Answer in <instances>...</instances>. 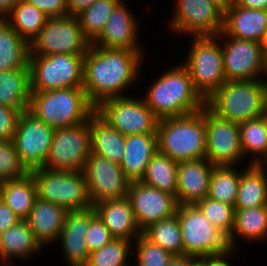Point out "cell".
Wrapping results in <instances>:
<instances>
[{"instance_id": "31", "label": "cell", "mask_w": 267, "mask_h": 266, "mask_svg": "<svg viewBox=\"0 0 267 266\" xmlns=\"http://www.w3.org/2000/svg\"><path fill=\"white\" fill-rule=\"evenodd\" d=\"M0 198L21 220H26L37 198L32 174L29 172L22 178L0 183Z\"/></svg>"}, {"instance_id": "39", "label": "cell", "mask_w": 267, "mask_h": 266, "mask_svg": "<svg viewBox=\"0 0 267 266\" xmlns=\"http://www.w3.org/2000/svg\"><path fill=\"white\" fill-rule=\"evenodd\" d=\"M131 243L126 239L114 238L102 248L90 252L86 266H130L127 258L133 250Z\"/></svg>"}, {"instance_id": "57", "label": "cell", "mask_w": 267, "mask_h": 266, "mask_svg": "<svg viewBox=\"0 0 267 266\" xmlns=\"http://www.w3.org/2000/svg\"><path fill=\"white\" fill-rule=\"evenodd\" d=\"M263 46H264L265 51H267V34H266V38L263 42Z\"/></svg>"}, {"instance_id": "2", "label": "cell", "mask_w": 267, "mask_h": 266, "mask_svg": "<svg viewBox=\"0 0 267 266\" xmlns=\"http://www.w3.org/2000/svg\"><path fill=\"white\" fill-rule=\"evenodd\" d=\"M163 74L142 97L159 120L192 114L204 108L205 101L194 89L188 70L181 63Z\"/></svg>"}, {"instance_id": "45", "label": "cell", "mask_w": 267, "mask_h": 266, "mask_svg": "<svg viewBox=\"0 0 267 266\" xmlns=\"http://www.w3.org/2000/svg\"><path fill=\"white\" fill-rule=\"evenodd\" d=\"M30 5L39 8L48 18L68 15L67 0H26Z\"/></svg>"}, {"instance_id": "53", "label": "cell", "mask_w": 267, "mask_h": 266, "mask_svg": "<svg viewBox=\"0 0 267 266\" xmlns=\"http://www.w3.org/2000/svg\"><path fill=\"white\" fill-rule=\"evenodd\" d=\"M262 75H264V78H261V83L264 85V87L266 88V92H267V51H265L264 53V61H263V71H262Z\"/></svg>"}, {"instance_id": "33", "label": "cell", "mask_w": 267, "mask_h": 266, "mask_svg": "<svg viewBox=\"0 0 267 266\" xmlns=\"http://www.w3.org/2000/svg\"><path fill=\"white\" fill-rule=\"evenodd\" d=\"M178 164L179 162L157 151L147 165L139 182L176 197Z\"/></svg>"}, {"instance_id": "7", "label": "cell", "mask_w": 267, "mask_h": 266, "mask_svg": "<svg viewBox=\"0 0 267 266\" xmlns=\"http://www.w3.org/2000/svg\"><path fill=\"white\" fill-rule=\"evenodd\" d=\"M192 37L187 60L181 64L188 70L196 92L206 101L226 82L222 47L218 35Z\"/></svg>"}, {"instance_id": "26", "label": "cell", "mask_w": 267, "mask_h": 266, "mask_svg": "<svg viewBox=\"0 0 267 266\" xmlns=\"http://www.w3.org/2000/svg\"><path fill=\"white\" fill-rule=\"evenodd\" d=\"M90 152L120 165L125 152V135L96 111L89 117Z\"/></svg>"}, {"instance_id": "3", "label": "cell", "mask_w": 267, "mask_h": 266, "mask_svg": "<svg viewBox=\"0 0 267 266\" xmlns=\"http://www.w3.org/2000/svg\"><path fill=\"white\" fill-rule=\"evenodd\" d=\"M158 151L182 162L206 156V105L198 112L160 119L157 124Z\"/></svg>"}, {"instance_id": "30", "label": "cell", "mask_w": 267, "mask_h": 266, "mask_svg": "<svg viewBox=\"0 0 267 266\" xmlns=\"http://www.w3.org/2000/svg\"><path fill=\"white\" fill-rule=\"evenodd\" d=\"M30 69L0 71V104L29 110L31 97Z\"/></svg>"}, {"instance_id": "40", "label": "cell", "mask_w": 267, "mask_h": 266, "mask_svg": "<svg viewBox=\"0 0 267 266\" xmlns=\"http://www.w3.org/2000/svg\"><path fill=\"white\" fill-rule=\"evenodd\" d=\"M204 217L228 236L234 227L235 208L229 204L205 197L195 204Z\"/></svg>"}, {"instance_id": "20", "label": "cell", "mask_w": 267, "mask_h": 266, "mask_svg": "<svg viewBox=\"0 0 267 266\" xmlns=\"http://www.w3.org/2000/svg\"><path fill=\"white\" fill-rule=\"evenodd\" d=\"M214 167L206 158L179 162L176 196L178 205H195L207 197Z\"/></svg>"}, {"instance_id": "44", "label": "cell", "mask_w": 267, "mask_h": 266, "mask_svg": "<svg viewBox=\"0 0 267 266\" xmlns=\"http://www.w3.org/2000/svg\"><path fill=\"white\" fill-rule=\"evenodd\" d=\"M23 111L26 110H18L0 104V140L13 141L18 120Z\"/></svg>"}, {"instance_id": "34", "label": "cell", "mask_w": 267, "mask_h": 266, "mask_svg": "<svg viewBox=\"0 0 267 266\" xmlns=\"http://www.w3.org/2000/svg\"><path fill=\"white\" fill-rule=\"evenodd\" d=\"M4 19L29 43L43 28L48 17L26 0H19Z\"/></svg>"}, {"instance_id": "10", "label": "cell", "mask_w": 267, "mask_h": 266, "mask_svg": "<svg viewBox=\"0 0 267 266\" xmlns=\"http://www.w3.org/2000/svg\"><path fill=\"white\" fill-rule=\"evenodd\" d=\"M90 44L81 31L77 16L48 18L40 32L29 42V56L59 53L85 55Z\"/></svg>"}, {"instance_id": "12", "label": "cell", "mask_w": 267, "mask_h": 266, "mask_svg": "<svg viewBox=\"0 0 267 266\" xmlns=\"http://www.w3.org/2000/svg\"><path fill=\"white\" fill-rule=\"evenodd\" d=\"M125 95L103 101L96 107V112L125 136L156 133L159 119L143 98Z\"/></svg>"}, {"instance_id": "23", "label": "cell", "mask_w": 267, "mask_h": 266, "mask_svg": "<svg viewBox=\"0 0 267 266\" xmlns=\"http://www.w3.org/2000/svg\"><path fill=\"white\" fill-rule=\"evenodd\" d=\"M93 207L115 239L134 242L142 235L127 197L103 201Z\"/></svg>"}, {"instance_id": "36", "label": "cell", "mask_w": 267, "mask_h": 266, "mask_svg": "<svg viewBox=\"0 0 267 266\" xmlns=\"http://www.w3.org/2000/svg\"><path fill=\"white\" fill-rule=\"evenodd\" d=\"M142 235L151 243L158 245L174 255H183L184 246L178 217L174 216L149 225Z\"/></svg>"}, {"instance_id": "48", "label": "cell", "mask_w": 267, "mask_h": 266, "mask_svg": "<svg viewBox=\"0 0 267 266\" xmlns=\"http://www.w3.org/2000/svg\"><path fill=\"white\" fill-rule=\"evenodd\" d=\"M234 4L248 9L267 10V0H234Z\"/></svg>"}, {"instance_id": "5", "label": "cell", "mask_w": 267, "mask_h": 266, "mask_svg": "<svg viewBox=\"0 0 267 266\" xmlns=\"http://www.w3.org/2000/svg\"><path fill=\"white\" fill-rule=\"evenodd\" d=\"M205 105L219 117L240 124L262 116L267 92L261 80L226 81Z\"/></svg>"}, {"instance_id": "17", "label": "cell", "mask_w": 267, "mask_h": 266, "mask_svg": "<svg viewBox=\"0 0 267 266\" xmlns=\"http://www.w3.org/2000/svg\"><path fill=\"white\" fill-rule=\"evenodd\" d=\"M83 172L92 206L127 196L130 181L119 164L90 153Z\"/></svg>"}, {"instance_id": "50", "label": "cell", "mask_w": 267, "mask_h": 266, "mask_svg": "<svg viewBox=\"0 0 267 266\" xmlns=\"http://www.w3.org/2000/svg\"><path fill=\"white\" fill-rule=\"evenodd\" d=\"M19 0H0V19L5 18Z\"/></svg>"}, {"instance_id": "55", "label": "cell", "mask_w": 267, "mask_h": 266, "mask_svg": "<svg viewBox=\"0 0 267 266\" xmlns=\"http://www.w3.org/2000/svg\"><path fill=\"white\" fill-rule=\"evenodd\" d=\"M262 118H263L265 125H266V128H267V105L263 111Z\"/></svg>"}, {"instance_id": "24", "label": "cell", "mask_w": 267, "mask_h": 266, "mask_svg": "<svg viewBox=\"0 0 267 266\" xmlns=\"http://www.w3.org/2000/svg\"><path fill=\"white\" fill-rule=\"evenodd\" d=\"M67 212L64 207L57 204L43 201L38 197L35 199L26 221L42 247L56 243L64 226Z\"/></svg>"}, {"instance_id": "56", "label": "cell", "mask_w": 267, "mask_h": 266, "mask_svg": "<svg viewBox=\"0 0 267 266\" xmlns=\"http://www.w3.org/2000/svg\"><path fill=\"white\" fill-rule=\"evenodd\" d=\"M259 165L266 171V169H267V156L263 159V161Z\"/></svg>"}, {"instance_id": "52", "label": "cell", "mask_w": 267, "mask_h": 266, "mask_svg": "<svg viewBox=\"0 0 267 266\" xmlns=\"http://www.w3.org/2000/svg\"><path fill=\"white\" fill-rule=\"evenodd\" d=\"M218 6L223 12L229 9L233 4L234 0H209Z\"/></svg>"}, {"instance_id": "47", "label": "cell", "mask_w": 267, "mask_h": 266, "mask_svg": "<svg viewBox=\"0 0 267 266\" xmlns=\"http://www.w3.org/2000/svg\"><path fill=\"white\" fill-rule=\"evenodd\" d=\"M97 0H67L68 15L77 16Z\"/></svg>"}, {"instance_id": "4", "label": "cell", "mask_w": 267, "mask_h": 266, "mask_svg": "<svg viewBox=\"0 0 267 266\" xmlns=\"http://www.w3.org/2000/svg\"><path fill=\"white\" fill-rule=\"evenodd\" d=\"M31 92L29 111L55 129L87 122L96 111L83 87Z\"/></svg>"}, {"instance_id": "37", "label": "cell", "mask_w": 267, "mask_h": 266, "mask_svg": "<svg viewBox=\"0 0 267 266\" xmlns=\"http://www.w3.org/2000/svg\"><path fill=\"white\" fill-rule=\"evenodd\" d=\"M239 181L240 172L237 166H215L211 174L207 197L234 206Z\"/></svg>"}, {"instance_id": "11", "label": "cell", "mask_w": 267, "mask_h": 266, "mask_svg": "<svg viewBox=\"0 0 267 266\" xmlns=\"http://www.w3.org/2000/svg\"><path fill=\"white\" fill-rule=\"evenodd\" d=\"M90 153L88 118L87 122L55 130L43 168L52 171H84Z\"/></svg>"}, {"instance_id": "28", "label": "cell", "mask_w": 267, "mask_h": 266, "mask_svg": "<svg viewBox=\"0 0 267 266\" xmlns=\"http://www.w3.org/2000/svg\"><path fill=\"white\" fill-rule=\"evenodd\" d=\"M249 164L240 171L235 209H249L267 205V170Z\"/></svg>"}, {"instance_id": "9", "label": "cell", "mask_w": 267, "mask_h": 266, "mask_svg": "<svg viewBox=\"0 0 267 266\" xmlns=\"http://www.w3.org/2000/svg\"><path fill=\"white\" fill-rule=\"evenodd\" d=\"M84 56H29L31 91L83 87Z\"/></svg>"}, {"instance_id": "51", "label": "cell", "mask_w": 267, "mask_h": 266, "mask_svg": "<svg viewBox=\"0 0 267 266\" xmlns=\"http://www.w3.org/2000/svg\"><path fill=\"white\" fill-rule=\"evenodd\" d=\"M227 258H228L227 256L215 259L208 258V266H231L228 263Z\"/></svg>"}, {"instance_id": "35", "label": "cell", "mask_w": 267, "mask_h": 266, "mask_svg": "<svg viewBox=\"0 0 267 266\" xmlns=\"http://www.w3.org/2000/svg\"><path fill=\"white\" fill-rule=\"evenodd\" d=\"M240 143L244 158L251 156L250 164L259 165L267 156V128L261 117L239 124Z\"/></svg>"}, {"instance_id": "18", "label": "cell", "mask_w": 267, "mask_h": 266, "mask_svg": "<svg viewBox=\"0 0 267 266\" xmlns=\"http://www.w3.org/2000/svg\"><path fill=\"white\" fill-rule=\"evenodd\" d=\"M126 197L141 231L174 216L178 208L175 196L140 182H130Z\"/></svg>"}, {"instance_id": "49", "label": "cell", "mask_w": 267, "mask_h": 266, "mask_svg": "<svg viewBox=\"0 0 267 266\" xmlns=\"http://www.w3.org/2000/svg\"><path fill=\"white\" fill-rule=\"evenodd\" d=\"M195 257L190 255H174L170 259L167 266H188V264L194 259Z\"/></svg>"}, {"instance_id": "41", "label": "cell", "mask_w": 267, "mask_h": 266, "mask_svg": "<svg viewBox=\"0 0 267 266\" xmlns=\"http://www.w3.org/2000/svg\"><path fill=\"white\" fill-rule=\"evenodd\" d=\"M28 173L21 163L14 142L0 140V183L22 178Z\"/></svg>"}, {"instance_id": "21", "label": "cell", "mask_w": 267, "mask_h": 266, "mask_svg": "<svg viewBox=\"0 0 267 266\" xmlns=\"http://www.w3.org/2000/svg\"><path fill=\"white\" fill-rule=\"evenodd\" d=\"M89 223L90 208L67 212L58 238L67 266H86L90 253L85 241Z\"/></svg>"}, {"instance_id": "15", "label": "cell", "mask_w": 267, "mask_h": 266, "mask_svg": "<svg viewBox=\"0 0 267 266\" xmlns=\"http://www.w3.org/2000/svg\"><path fill=\"white\" fill-rule=\"evenodd\" d=\"M168 25L171 31L191 36L218 35L223 30L224 12L209 0H175Z\"/></svg>"}, {"instance_id": "38", "label": "cell", "mask_w": 267, "mask_h": 266, "mask_svg": "<svg viewBox=\"0 0 267 266\" xmlns=\"http://www.w3.org/2000/svg\"><path fill=\"white\" fill-rule=\"evenodd\" d=\"M121 0H97L77 15L85 38L93 43L102 33L114 7Z\"/></svg>"}, {"instance_id": "6", "label": "cell", "mask_w": 267, "mask_h": 266, "mask_svg": "<svg viewBox=\"0 0 267 266\" xmlns=\"http://www.w3.org/2000/svg\"><path fill=\"white\" fill-rule=\"evenodd\" d=\"M176 215L181 228L184 254L215 259L229 257L235 252L231 249L228 235L212 225L196 205H178Z\"/></svg>"}, {"instance_id": "43", "label": "cell", "mask_w": 267, "mask_h": 266, "mask_svg": "<svg viewBox=\"0 0 267 266\" xmlns=\"http://www.w3.org/2000/svg\"><path fill=\"white\" fill-rule=\"evenodd\" d=\"M114 239L110 231L104 225L103 221L98 217L94 207L90 208V223L86 234V244L88 251L102 248Z\"/></svg>"}, {"instance_id": "22", "label": "cell", "mask_w": 267, "mask_h": 266, "mask_svg": "<svg viewBox=\"0 0 267 266\" xmlns=\"http://www.w3.org/2000/svg\"><path fill=\"white\" fill-rule=\"evenodd\" d=\"M223 31L231 37L263 44L267 34V10L233 4L224 12Z\"/></svg>"}, {"instance_id": "42", "label": "cell", "mask_w": 267, "mask_h": 266, "mask_svg": "<svg viewBox=\"0 0 267 266\" xmlns=\"http://www.w3.org/2000/svg\"><path fill=\"white\" fill-rule=\"evenodd\" d=\"M134 242L135 250L132 253L136 255V266H167L172 254L151 243L143 235H140Z\"/></svg>"}, {"instance_id": "32", "label": "cell", "mask_w": 267, "mask_h": 266, "mask_svg": "<svg viewBox=\"0 0 267 266\" xmlns=\"http://www.w3.org/2000/svg\"><path fill=\"white\" fill-rule=\"evenodd\" d=\"M29 43L0 19V71L29 68Z\"/></svg>"}, {"instance_id": "16", "label": "cell", "mask_w": 267, "mask_h": 266, "mask_svg": "<svg viewBox=\"0 0 267 266\" xmlns=\"http://www.w3.org/2000/svg\"><path fill=\"white\" fill-rule=\"evenodd\" d=\"M214 166H237L244 160L239 124L213 113L206 106V156Z\"/></svg>"}, {"instance_id": "25", "label": "cell", "mask_w": 267, "mask_h": 266, "mask_svg": "<svg viewBox=\"0 0 267 266\" xmlns=\"http://www.w3.org/2000/svg\"><path fill=\"white\" fill-rule=\"evenodd\" d=\"M124 149L120 163L124 175L130 182H139L158 151L157 133L126 135Z\"/></svg>"}, {"instance_id": "27", "label": "cell", "mask_w": 267, "mask_h": 266, "mask_svg": "<svg viewBox=\"0 0 267 266\" xmlns=\"http://www.w3.org/2000/svg\"><path fill=\"white\" fill-rule=\"evenodd\" d=\"M41 248L27 221L21 220L0 234V266H12L13 258L27 260Z\"/></svg>"}, {"instance_id": "1", "label": "cell", "mask_w": 267, "mask_h": 266, "mask_svg": "<svg viewBox=\"0 0 267 266\" xmlns=\"http://www.w3.org/2000/svg\"><path fill=\"white\" fill-rule=\"evenodd\" d=\"M144 53L90 44L84 56L83 89L95 108L109 98L125 96L124 91L141 76Z\"/></svg>"}, {"instance_id": "14", "label": "cell", "mask_w": 267, "mask_h": 266, "mask_svg": "<svg viewBox=\"0 0 267 266\" xmlns=\"http://www.w3.org/2000/svg\"><path fill=\"white\" fill-rule=\"evenodd\" d=\"M55 130L29 110L21 113L13 142L21 163L29 172L44 167Z\"/></svg>"}, {"instance_id": "8", "label": "cell", "mask_w": 267, "mask_h": 266, "mask_svg": "<svg viewBox=\"0 0 267 266\" xmlns=\"http://www.w3.org/2000/svg\"><path fill=\"white\" fill-rule=\"evenodd\" d=\"M37 187V197L67 211L85 210L92 206L83 171H52L38 168L30 172Z\"/></svg>"}, {"instance_id": "19", "label": "cell", "mask_w": 267, "mask_h": 266, "mask_svg": "<svg viewBox=\"0 0 267 266\" xmlns=\"http://www.w3.org/2000/svg\"><path fill=\"white\" fill-rule=\"evenodd\" d=\"M124 2L125 0H121L114 7L102 33L93 45L109 49L143 50L138 41L140 23Z\"/></svg>"}, {"instance_id": "46", "label": "cell", "mask_w": 267, "mask_h": 266, "mask_svg": "<svg viewBox=\"0 0 267 266\" xmlns=\"http://www.w3.org/2000/svg\"><path fill=\"white\" fill-rule=\"evenodd\" d=\"M21 219L0 198V234L16 225Z\"/></svg>"}, {"instance_id": "13", "label": "cell", "mask_w": 267, "mask_h": 266, "mask_svg": "<svg viewBox=\"0 0 267 266\" xmlns=\"http://www.w3.org/2000/svg\"><path fill=\"white\" fill-rule=\"evenodd\" d=\"M218 37L222 42L226 81L261 80L265 53L263 44L231 37L223 30Z\"/></svg>"}, {"instance_id": "29", "label": "cell", "mask_w": 267, "mask_h": 266, "mask_svg": "<svg viewBox=\"0 0 267 266\" xmlns=\"http://www.w3.org/2000/svg\"><path fill=\"white\" fill-rule=\"evenodd\" d=\"M253 242L267 238V205L249 209H235L234 227L228 236L231 249L238 247L237 237Z\"/></svg>"}, {"instance_id": "54", "label": "cell", "mask_w": 267, "mask_h": 266, "mask_svg": "<svg viewBox=\"0 0 267 266\" xmlns=\"http://www.w3.org/2000/svg\"><path fill=\"white\" fill-rule=\"evenodd\" d=\"M188 266H208V258L195 257Z\"/></svg>"}]
</instances>
